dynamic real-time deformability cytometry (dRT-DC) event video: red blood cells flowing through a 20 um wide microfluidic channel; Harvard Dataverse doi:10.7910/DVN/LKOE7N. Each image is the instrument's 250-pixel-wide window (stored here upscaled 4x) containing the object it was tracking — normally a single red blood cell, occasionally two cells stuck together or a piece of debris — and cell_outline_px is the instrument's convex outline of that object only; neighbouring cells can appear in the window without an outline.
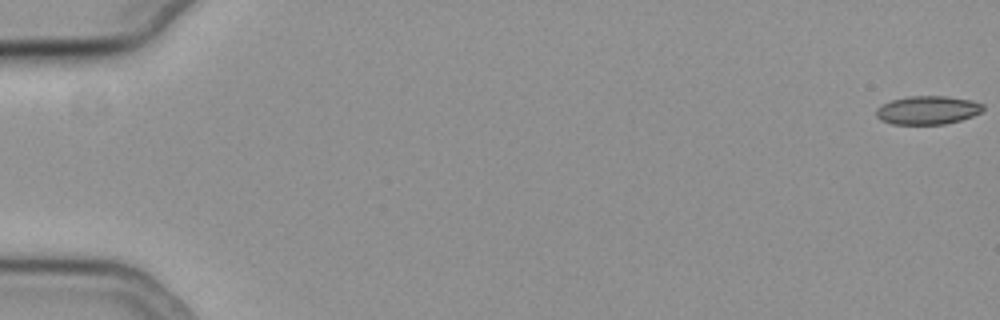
{"species": "common noctule bat (a hibernating species)", "species_latin": "Nyctalus noctula", "temperature_condition": "cold", "stored_images_in_passage": 13, "camera_frame_rate_fps": 3000, "um_per_image_px": 0.085, "animal": {"sex": "female", "body_mass_g": 19.3, "forearm_length_mm": 54.1}, "frame": {"image": 1, "passage_image": 1, "time_ms": 0.0, "image_size_px": [1000, 320], "cell_outline_px": [[984, 108], [980, 112], [972, 116], [960, 120], [944, 124], [892, 124], [880, 120], [876, 116], [876, 108], [892, 100], [908, 96], [944, 96], [972, 100], [984, 104]], "centroid_in_image_um": [78.84, 9.36], "position_along_channel_um": 6.2, "area_um2": 17.69}}